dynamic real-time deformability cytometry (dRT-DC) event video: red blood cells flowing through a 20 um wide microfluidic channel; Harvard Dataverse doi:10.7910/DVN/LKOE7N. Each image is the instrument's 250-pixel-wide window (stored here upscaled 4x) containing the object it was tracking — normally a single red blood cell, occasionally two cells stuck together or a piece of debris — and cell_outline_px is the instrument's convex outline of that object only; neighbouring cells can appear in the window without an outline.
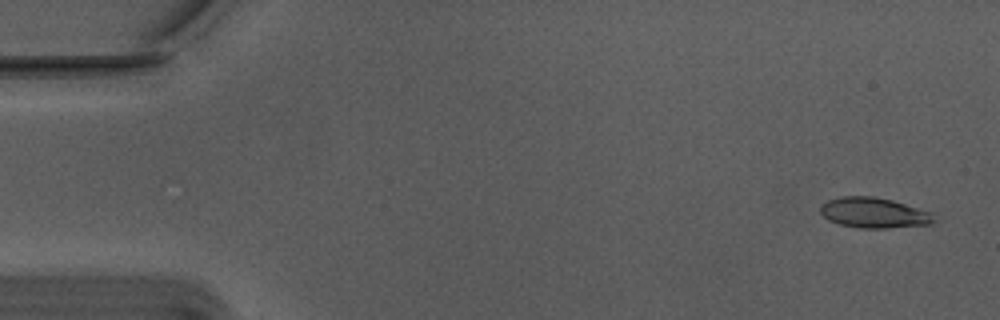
{"species": "Egyptian fruit bat (a non-hibernating species)", "species_latin": "Rousettus aegyptiacus", "temperature_condition": "warm", "stored_images_in_passage": 25, "camera_frame_rate_fps": 3000, "um_per_image_px": 0.085, "animal": {"sex": "male"}, "frame": {"image": 1, "passage_image": 3, "time_ms": 0.667, "image_size_px": [1000, 320], "cell_outline_px": [[936, 220], [932, 224], [888, 228], [860, 228], [840, 224], [828, 220], [820, 212], [820, 204], [828, 200], [840, 196], [872, 196], [892, 200], [932, 212]], "centroid_in_image_um": [74.28, 18.08], "position_along_channel_um": 10.7, "area_um2": 20.23}}
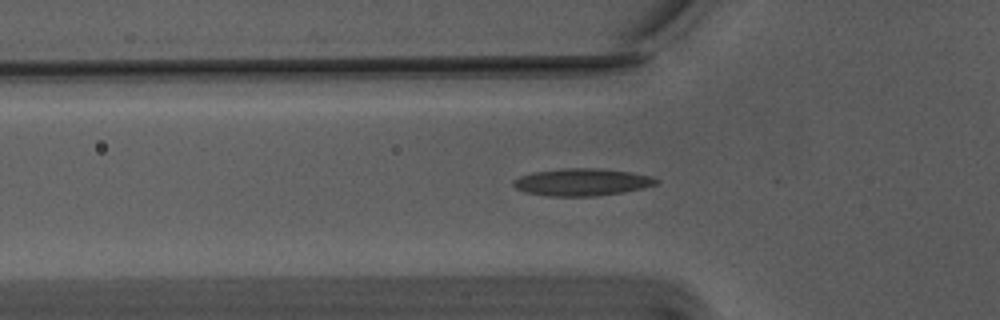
{"frame": {"image": 2, "passage_image": 19, "time_ms": 6.0, "image_size_px": [1000, 320], "cell_outline_px": [[660, 180], [656, 184], [624, 192], [592, 196], [548, 196], [524, 192], [516, 188], [512, 184], [512, 180], [520, 176], [532, 172], [560, 168], [596, 168], [628, 172], [652, 176]], "centroid_in_image_um": [49.41, 15.47], "position_along_channel_um": 76.4, "area_um2": 22.66}}
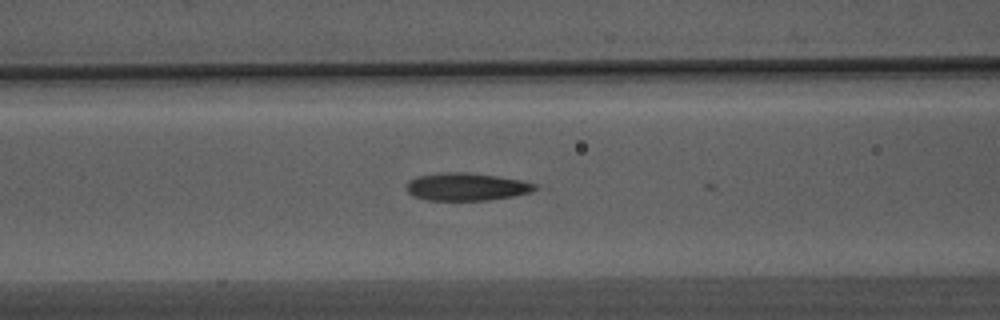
{"frame": {"image": 3, "passage_image": 23, "time_ms": 7.333, "image_size_px": [1000, 320], "cell_outline_px": [[540, 188], [532, 192], [516, 196], [488, 200], [428, 200], [412, 196], [404, 188], [404, 184], [408, 180], [416, 176], [448, 172], [468, 172], [496, 176], [520, 180], [536, 184]], "centroid_in_image_um": [39.63, 15.88], "position_along_channel_um": 127.0, "area_um2": 21.04}}